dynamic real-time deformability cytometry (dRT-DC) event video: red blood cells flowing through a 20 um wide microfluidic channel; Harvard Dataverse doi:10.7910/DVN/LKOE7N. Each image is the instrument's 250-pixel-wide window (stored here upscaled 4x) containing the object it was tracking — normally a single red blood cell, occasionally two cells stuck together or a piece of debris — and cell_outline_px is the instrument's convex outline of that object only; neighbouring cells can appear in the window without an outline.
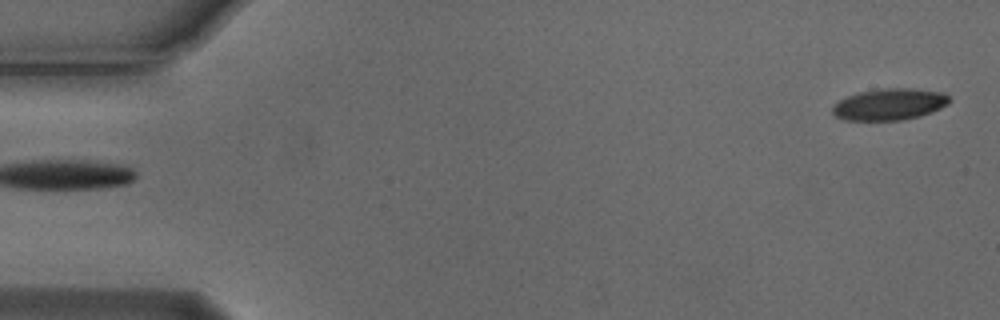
{"species": "Egyptian fruit bat (a non-hibernating species)", "species_latin": "Rousettus aegyptiacus", "temperature_condition": "cold", "stored_images_in_passage": 5, "segment_of_instrument_passage": [2, 2], "camera_frame_rate_fps": 3000, "um_per_image_px": 0.085, "animal": {"sex": "male"}, "frame": {"image": 1, "passage_image": 5, "time_ms": 1.333, "image_size_px": [1000, 320], "cell_outline_px": [[952, 100], [948, 104], [932, 112], [920, 116], [900, 120], [844, 120], [836, 116], [832, 112], [832, 108], [840, 100], [848, 96], [860, 92], [884, 88], [912, 88], [944, 92]], "centroid_in_image_um": [75.65, 8.86], "position_along_channel_um": 9.3, "area_um2": 21.44}}